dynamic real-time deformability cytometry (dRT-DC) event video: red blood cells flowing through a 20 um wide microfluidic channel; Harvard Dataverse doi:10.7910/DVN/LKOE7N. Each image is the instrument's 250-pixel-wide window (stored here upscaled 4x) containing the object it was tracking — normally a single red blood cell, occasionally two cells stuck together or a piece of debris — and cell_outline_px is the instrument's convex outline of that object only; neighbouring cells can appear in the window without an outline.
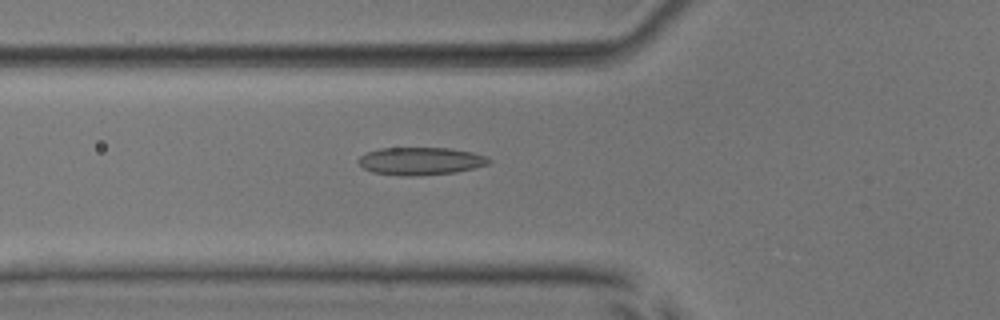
{"species": "common noctule bat (a hibernating species)", "species_latin": "Nyctalus noctula", "temperature_condition": "room temperature", "stored_images_in_passage": 40, "camera_frame_rate_fps": 3000, "um_per_image_px": 0.085, "animal": {"sex": "male", "body_mass_g": 17.9, "forearm_length_mm": 54.2}, "frame": {"image": 1, "passage_image": 7, "time_ms": 2.0, "image_size_px": [1000, 320], "cell_outline_px": [[492, 160], [488, 164], [456, 172], [412, 176], [404, 176], [372, 172], [364, 168], [356, 160], [360, 156], [368, 152], [380, 148], [448, 148], [472, 152], [488, 156]], "centroid_in_image_um": [35.75, 13.69], "position_along_channel_um": 90.0, "area_um2": 20.98}}
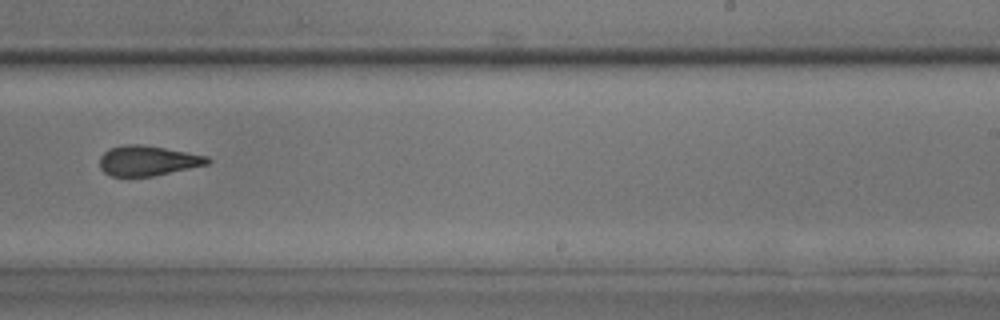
{"frame": {"image": 2, "passage_image": 21, "time_ms": 6.667, "image_size_px": [1000, 320], "cell_outline_px": [[212, 160], [208, 164], [152, 176], [112, 176], [104, 172], [100, 168], [100, 156], [108, 148], [124, 144], [144, 144], [208, 156]], "centroid_in_image_um": [12.54, 13.64], "position_along_channel_um": 276.5, "area_um2": 18.9}}
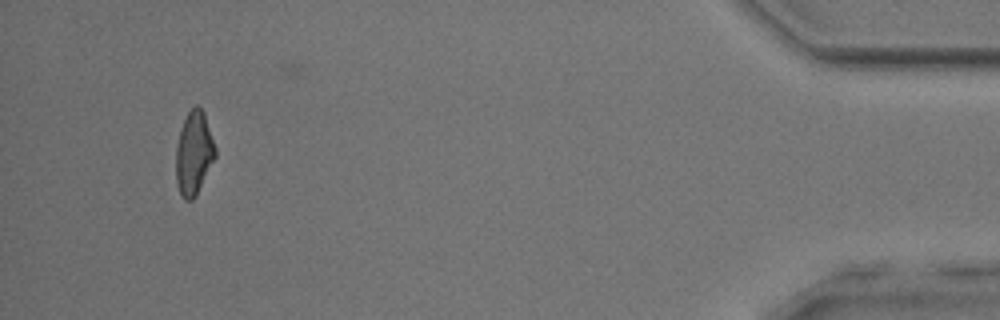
{"frame": {"image": 3, "passage_image": 37, "time_ms": 12.0, "image_size_px": [1000, 320], "cell_outline_px": [[216, 156], [196, 196], [192, 200], [184, 200], [176, 184], [176, 148], [180, 128], [188, 112], [196, 104], [204, 112], [216, 148]], "centroid_in_image_um": [16.48, 13.03], "position_along_channel_um": 418.7, "area_um2": 19.13}, "authors_computed_cell_mechanics": {"area_um2": 19.5075, "velocity_mm_per_s": 4.0035, "shape_relaxation_time_tau1_ms": null, "shape_relaxation_time_tau2_ms": 2.0221, "deformation_change_tau1": null, "deformation_change_tau2": 0.1073}}